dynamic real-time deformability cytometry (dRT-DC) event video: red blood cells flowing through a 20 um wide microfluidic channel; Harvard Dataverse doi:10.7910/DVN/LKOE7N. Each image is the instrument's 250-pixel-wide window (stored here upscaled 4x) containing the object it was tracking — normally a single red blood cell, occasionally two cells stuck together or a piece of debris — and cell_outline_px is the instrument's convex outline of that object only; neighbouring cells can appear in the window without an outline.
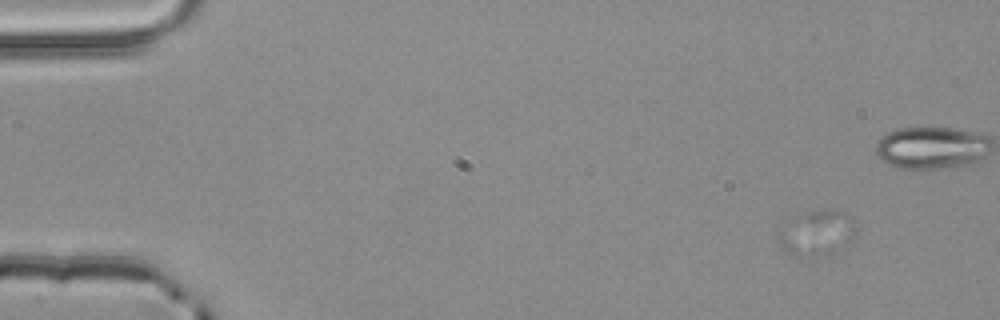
{"species": "common noctule bat (a hibernating species)", "species_latin": "Nyctalus noctula", "temperature_condition": "room temperature", "stored_images_in_passage": 5, "camera_frame_rate_fps": 3000, "um_per_image_px": 0.085, "animal": {"sex": "male", "body_mass_g": 20.4}, "frame": {"image": 1, "passage_image": 1, "time_ms": 0.0, "image_size_px": [1000, 320], "cell_outline_px": [[856, 236], [848, 248], [832, 256], [796, 256], [784, 248], [780, 244], [780, 232], [804, 212], [828, 208], [840, 212], [852, 220], [856, 224]], "centroid_in_image_um": [69.6, 19.86], "position_along_channel_um": 15.4, "area_um2": 20.4}}